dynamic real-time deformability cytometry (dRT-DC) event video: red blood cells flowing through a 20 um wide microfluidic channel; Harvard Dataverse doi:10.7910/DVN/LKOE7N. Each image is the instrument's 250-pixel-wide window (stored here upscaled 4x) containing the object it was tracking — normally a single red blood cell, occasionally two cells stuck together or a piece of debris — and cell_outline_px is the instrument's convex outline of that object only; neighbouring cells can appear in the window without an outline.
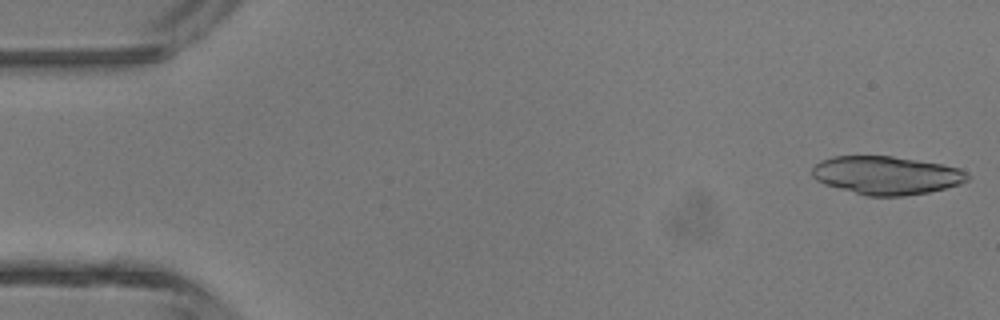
{"species": "common noctule bat (a hibernating species)", "species_latin": "Nyctalus noctula", "temperature_condition": "room temperature", "stored_images_in_passage": 15, "camera_frame_rate_fps": 3000, "um_per_image_px": 0.085, "animal": {"sex": "male", "body_mass_g": 13.3}, "frame": {"image": 1, "passage_image": 1, "time_ms": 0.0, "image_size_px": [1000, 320], "cell_outline_px": [[960, 180], [956, 184], [924, 192], [892, 196], [876, 196], [828, 184], [820, 180], [816, 176], [820, 164], [828, 160], [840, 156], [888, 156], [936, 164], [956, 168], [960, 172]], "centroid_in_image_um": [75.32, 14.89], "position_along_channel_um": 9.7, "area_um2": 31.33}}